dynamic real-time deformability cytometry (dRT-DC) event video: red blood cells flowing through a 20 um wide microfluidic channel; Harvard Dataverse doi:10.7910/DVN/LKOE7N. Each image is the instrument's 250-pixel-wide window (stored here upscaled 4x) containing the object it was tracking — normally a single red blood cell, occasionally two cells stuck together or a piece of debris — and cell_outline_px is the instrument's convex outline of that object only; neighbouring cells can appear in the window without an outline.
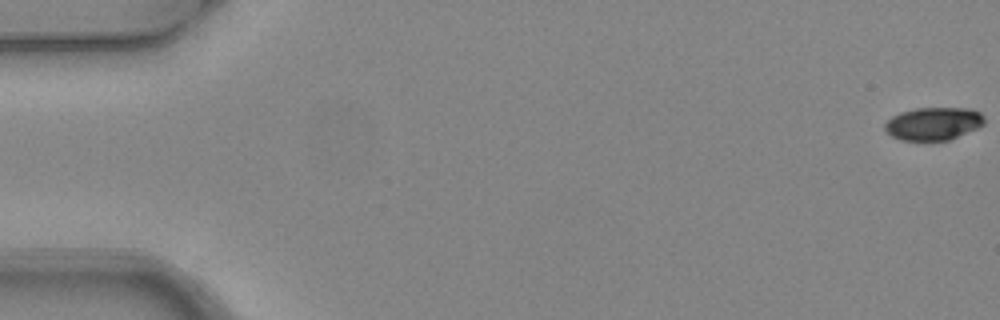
{"species": "common noctule bat (a hibernating species)", "species_latin": "Nyctalus noctula", "temperature_condition": "warm", "stored_images_in_passage": 5, "camera_frame_rate_fps": 3000, "um_per_image_px": 0.085, "animal": {"sex": "female", "body_mass_g": 24.6, "forearm_length_mm": 56.2}, "frame": {"image": 1, "passage_image": 1, "time_ms": 0.0, "image_size_px": [1000, 320], "cell_outline_px": [[984, 124], [976, 128], [948, 140], [900, 140], [892, 136], [884, 128], [884, 124], [892, 116], [900, 112], [916, 108], [972, 108], [980, 112], [984, 116]], "centroid_in_image_um": [79.34, 10.49], "position_along_channel_um": 5.7, "area_um2": 18.96}}
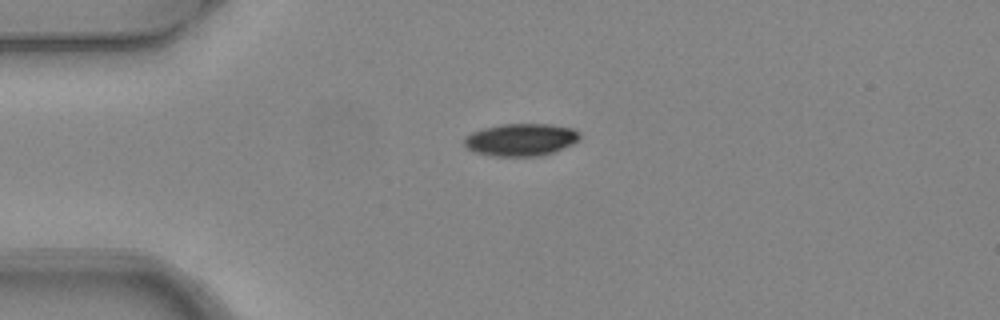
{"frame": {"image": 2, "passage_image": 4, "time_ms": 1.0, "image_size_px": [1000, 320], "cell_outline_px": [[580, 140], [572, 144], [552, 152], [540, 156], [492, 156], [472, 152], [464, 144], [464, 136], [472, 132], [484, 128], [500, 124], [552, 124], [572, 128], [580, 132]], "centroid_in_image_um": [44.26, 11.87], "position_along_channel_um": 40.7, "area_um2": 21.96}}